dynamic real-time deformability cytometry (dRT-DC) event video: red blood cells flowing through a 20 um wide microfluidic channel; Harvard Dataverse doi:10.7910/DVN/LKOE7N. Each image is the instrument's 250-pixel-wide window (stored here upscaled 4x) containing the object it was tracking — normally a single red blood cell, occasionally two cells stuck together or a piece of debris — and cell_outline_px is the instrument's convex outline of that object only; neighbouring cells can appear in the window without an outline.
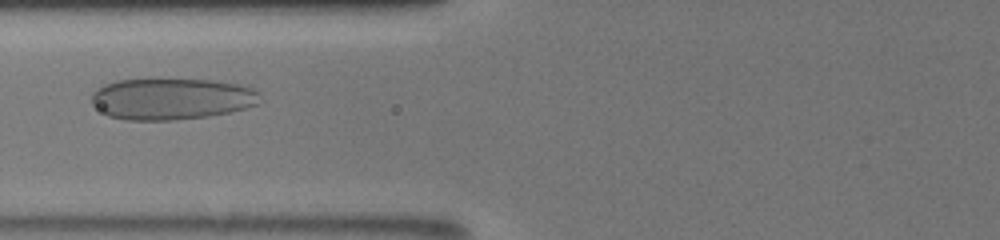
{"species": "human", "species_latin": "Homo sapiens", "temperature_condition": "room temperature", "stored_images_in_passage": 29, "camera_frame_rate_fps": 3000, "um_per_image_px": 0.085, "donor": {"sex": "male"}, "frame": {"image": 1, "passage_image": 27, "time_ms": 5.333, "image_size_px": [1000, 240], "cell_outline_px": [[264, 100], [260, 104], [228, 112], [208, 116], [176, 120], [124, 120], [108, 116], [92, 104], [92, 92], [104, 84], [116, 80], [148, 76], [160, 76], [212, 80], [240, 84], [252, 88], [260, 92]], "centroid_in_image_um": [14.59, 8.35], "position_along_channel_um": 111.2, "area_um2": 42.43}}